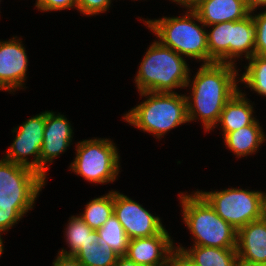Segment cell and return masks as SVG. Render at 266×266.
I'll use <instances>...</instances> for the list:
<instances>
[{
  "instance_id": "obj_3",
  "label": "cell",
  "mask_w": 266,
  "mask_h": 266,
  "mask_svg": "<svg viewBox=\"0 0 266 266\" xmlns=\"http://www.w3.org/2000/svg\"><path fill=\"white\" fill-rule=\"evenodd\" d=\"M146 99L124 114L129 125L152 133L158 139L171 129L189 123L187 100L177 92H141Z\"/></svg>"
},
{
  "instance_id": "obj_1",
  "label": "cell",
  "mask_w": 266,
  "mask_h": 266,
  "mask_svg": "<svg viewBox=\"0 0 266 266\" xmlns=\"http://www.w3.org/2000/svg\"><path fill=\"white\" fill-rule=\"evenodd\" d=\"M45 112L28 118L12 131L16 136L0 160V195H29L40 190V153ZM33 160L29 161V156Z\"/></svg>"
},
{
  "instance_id": "obj_22",
  "label": "cell",
  "mask_w": 266,
  "mask_h": 266,
  "mask_svg": "<svg viewBox=\"0 0 266 266\" xmlns=\"http://www.w3.org/2000/svg\"><path fill=\"white\" fill-rule=\"evenodd\" d=\"M114 213V191L90 200L84 213L79 214L83 221L93 230L102 227L105 221Z\"/></svg>"
},
{
  "instance_id": "obj_8",
  "label": "cell",
  "mask_w": 266,
  "mask_h": 266,
  "mask_svg": "<svg viewBox=\"0 0 266 266\" xmlns=\"http://www.w3.org/2000/svg\"><path fill=\"white\" fill-rule=\"evenodd\" d=\"M197 192L237 231L248 223L263 218L265 192L242 188Z\"/></svg>"
},
{
  "instance_id": "obj_26",
  "label": "cell",
  "mask_w": 266,
  "mask_h": 266,
  "mask_svg": "<svg viewBox=\"0 0 266 266\" xmlns=\"http://www.w3.org/2000/svg\"><path fill=\"white\" fill-rule=\"evenodd\" d=\"M252 16L255 25V55L266 56V9Z\"/></svg>"
},
{
  "instance_id": "obj_2",
  "label": "cell",
  "mask_w": 266,
  "mask_h": 266,
  "mask_svg": "<svg viewBox=\"0 0 266 266\" xmlns=\"http://www.w3.org/2000/svg\"><path fill=\"white\" fill-rule=\"evenodd\" d=\"M236 68L228 63H202L193 80L189 77L185 86L191 87V95H185L189 122L201 120L206 132L217 127L224 106L240 88Z\"/></svg>"
},
{
  "instance_id": "obj_21",
  "label": "cell",
  "mask_w": 266,
  "mask_h": 266,
  "mask_svg": "<svg viewBox=\"0 0 266 266\" xmlns=\"http://www.w3.org/2000/svg\"><path fill=\"white\" fill-rule=\"evenodd\" d=\"M207 30V45L209 64L214 62L230 64L231 21L209 25Z\"/></svg>"
},
{
  "instance_id": "obj_13",
  "label": "cell",
  "mask_w": 266,
  "mask_h": 266,
  "mask_svg": "<svg viewBox=\"0 0 266 266\" xmlns=\"http://www.w3.org/2000/svg\"><path fill=\"white\" fill-rule=\"evenodd\" d=\"M238 262L266 264V219L253 221L237 231Z\"/></svg>"
},
{
  "instance_id": "obj_18",
  "label": "cell",
  "mask_w": 266,
  "mask_h": 266,
  "mask_svg": "<svg viewBox=\"0 0 266 266\" xmlns=\"http://www.w3.org/2000/svg\"><path fill=\"white\" fill-rule=\"evenodd\" d=\"M175 247L199 266H236L238 263L237 249L206 246H192L186 249L182 245Z\"/></svg>"
},
{
  "instance_id": "obj_29",
  "label": "cell",
  "mask_w": 266,
  "mask_h": 266,
  "mask_svg": "<svg viewBox=\"0 0 266 266\" xmlns=\"http://www.w3.org/2000/svg\"><path fill=\"white\" fill-rule=\"evenodd\" d=\"M164 266H199L192 262L181 250L175 248Z\"/></svg>"
},
{
  "instance_id": "obj_6",
  "label": "cell",
  "mask_w": 266,
  "mask_h": 266,
  "mask_svg": "<svg viewBox=\"0 0 266 266\" xmlns=\"http://www.w3.org/2000/svg\"><path fill=\"white\" fill-rule=\"evenodd\" d=\"M142 21L162 45L181 56L209 64L207 29L194 10H187L182 17L165 16Z\"/></svg>"
},
{
  "instance_id": "obj_30",
  "label": "cell",
  "mask_w": 266,
  "mask_h": 266,
  "mask_svg": "<svg viewBox=\"0 0 266 266\" xmlns=\"http://www.w3.org/2000/svg\"><path fill=\"white\" fill-rule=\"evenodd\" d=\"M52 266H83L74 255H65L58 253Z\"/></svg>"
},
{
  "instance_id": "obj_9",
  "label": "cell",
  "mask_w": 266,
  "mask_h": 266,
  "mask_svg": "<svg viewBox=\"0 0 266 266\" xmlns=\"http://www.w3.org/2000/svg\"><path fill=\"white\" fill-rule=\"evenodd\" d=\"M73 128L71 123L62 114L52 111H45V129L43 133V142L40 153V190L34 191L28 195L31 202V209L37 200L40 191L45 186L47 170L49 165L63 152L71 146L73 138ZM50 163V164H48Z\"/></svg>"
},
{
  "instance_id": "obj_12",
  "label": "cell",
  "mask_w": 266,
  "mask_h": 266,
  "mask_svg": "<svg viewBox=\"0 0 266 266\" xmlns=\"http://www.w3.org/2000/svg\"><path fill=\"white\" fill-rule=\"evenodd\" d=\"M173 241L164 228L151 237L130 239L125 256L141 266H164L176 248Z\"/></svg>"
},
{
  "instance_id": "obj_35",
  "label": "cell",
  "mask_w": 266,
  "mask_h": 266,
  "mask_svg": "<svg viewBox=\"0 0 266 266\" xmlns=\"http://www.w3.org/2000/svg\"><path fill=\"white\" fill-rule=\"evenodd\" d=\"M263 217L266 219V193L264 196V211H263Z\"/></svg>"
},
{
  "instance_id": "obj_4",
  "label": "cell",
  "mask_w": 266,
  "mask_h": 266,
  "mask_svg": "<svg viewBox=\"0 0 266 266\" xmlns=\"http://www.w3.org/2000/svg\"><path fill=\"white\" fill-rule=\"evenodd\" d=\"M137 70L138 92H175L185 88L191 75L184 57L159 41L148 47Z\"/></svg>"
},
{
  "instance_id": "obj_28",
  "label": "cell",
  "mask_w": 266,
  "mask_h": 266,
  "mask_svg": "<svg viewBox=\"0 0 266 266\" xmlns=\"http://www.w3.org/2000/svg\"><path fill=\"white\" fill-rule=\"evenodd\" d=\"M35 7L40 11H62L77 8V0H36Z\"/></svg>"
},
{
  "instance_id": "obj_23",
  "label": "cell",
  "mask_w": 266,
  "mask_h": 266,
  "mask_svg": "<svg viewBox=\"0 0 266 266\" xmlns=\"http://www.w3.org/2000/svg\"><path fill=\"white\" fill-rule=\"evenodd\" d=\"M74 256L83 266H113L119 255L103 239H98L92 245L81 247Z\"/></svg>"
},
{
  "instance_id": "obj_27",
  "label": "cell",
  "mask_w": 266,
  "mask_h": 266,
  "mask_svg": "<svg viewBox=\"0 0 266 266\" xmlns=\"http://www.w3.org/2000/svg\"><path fill=\"white\" fill-rule=\"evenodd\" d=\"M112 0H77V10L83 15L93 16L106 12Z\"/></svg>"
},
{
  "instance_id": "obj_16",
  "label": "cell",
  "mask_w": 266,
  "mask_h": 266,
  "mask_svg": "<svg viewBox=\"0 0 266 266\" xmlns=\"http://www.w3.org/2000/svg\"><path fill=\"white\" fill-rule=\"evenodd\" d=\"M260 124L256 119L249 126L227 133L223 137L225 147L229 148L238 158L258 152L260 146L266 141V133L263 132Z\"/></svg>"
},
{
  "instance_id": "obj_17",
  "label": "cell",
  "mask_w": 266,
  "mask_h": 266,
  "mask_svg": "<svg viewBox=\"0 0 266 266\" xmlns=\"http://www.w3.org/2000/svg\"><path fill=\"white\" fill-rule=\"evenodd\" d=\"M251 13L238 21H231L230 35V64L236 65V60L242 58L250 59L255 55V25Z\"/></svg>"
},
{
  "instance_id": "obj_15",
  "label": "cell",
  "mask_w": 266,
  "mask_h": 266,
  "mask_svg": "<svg viewBox=\"0 0 266 266\" xmlns=\"http://www.w3.org/2000/svg\"><path fill=\"white\" fill-rule=\"evenodd\" d=\"M241 91L238 90L232 96L220 114L217 126L221 125L223 137L229 132L251 125L256 120L253 116V104L250 103L252 101L246 98V94Z\"/></svg>"
},
{
  "instance_id": "obj_24",
  "label": "cell",
  "mask_w": 266,
  "mask_h": 266,
  "mask_svg": "<svg viewBox=\"0 0 266 266\" xmlns=\"http://www.w3.org/2000/svg\"><path fill=\"white\" fill-rule=\"evenodd\" d=\"M248 61L239 82L258 95L266 97V56L254 55Z\"/></svg>"
},
{
  "instance_id": "obj_25",
  "label": "cell",
  "mask_w": 266,
  "mask_h": 266,
  "mask_svg": "<svg viewBox=\"0 0 266 266\" xmlns=\"http://www.w3.org/2000/svg\"><path fill=\"white\" fill-rule=\"evenodd\" d=\"M97 232L99 239H103L117 255H126L130 239L114 213Z\"/></svg>"
},
{
  "instance_id": "obj_14",
  "label": "cell",
  "mask_w": 266,
  "mask_h": 266,
  "mask_svg": "<svg viewBox=\"0 0 266 266\" xmlns=\"http://www.w3.org/2000/svg\"><path fill=\"white\" fill-rule=\"evenodd\" d=\"M194 11L205 26L238 21L251 13L244 0H205Z\"/></svg>"
},
{
  "instance_id": "obj_11",
  "label": "cell",
  "mask_w": 266,
  "mask_h": 266,
  "mask_svg": "<svg viewBox=\"0 0 266 266\" xmlns=\"http://www.w3.org/2000/svg\"><path fill=\"white\" fill-rule=\"evenodd\" d=\"M0 41V90L11 93L25 86L28 56L21 39Z\"/></svg>"
},
{
  "instance_id": "obj_31",
  "label": "cell",
  "mask_w": 266,
  "mask_h": 266,
  "mask_svg": "<svg viewBox=\"0 0 266 266\" xmlns=\"http://www.w3.org/2000/svg\"><path fill=\"white\" fill-rule=\"evenodd\" d=\"M171 1L175 2L176 4H179L180 6L182 5L183 8H186L187 10H194L205 0H171Z\"/></svg>"
},
{
  "instance_id": "obj_34",
  "label": "cell",
  "mask_w": 266,
  "mask_h": 266,
  "mask_svg": "<svg viewBox=\"0 0 266 266\" xmlns=\"http://www.w3.org/2000/svg\"><path fill=\"white\" fill-rule=\"evenodd\" d=\"M236 266H266V264H251L245 262H238Z\"/></svg>"
},
{
  "instance_id": "obj_32",
  "label": "cell",
  "mask_w": 266,
  "mask_h": 266,
  "mask_svg": "<svg viewBox=\"0 0 266 266\" xmlns=\"http://www.w3.org/2000/svg\"><path fill=\"white\" fill-rule=\"evenodd\" d=\"M113 266H141L129 259L127 256H118L116 263Z\"/></svg>"
},
{
  "instance_id": "obj_5",
  "label": "cell",
  "mask_w": 266,
  "mask_h": 266,
  "mask_svg": "<svg viewBox=\"0 0 266 266\" xmlns=\"http://www.w3.org/2000/svg\"><path fill=\"white\" fill-rule=\"evenodd\" d=\"M185 194V195H184ZM179 193L182 218L192 234V246L237 248V230L223 220L197 192Z\"/></svg>"
},
{
  "instance_id": "obj_7",
  "label": "cell",
  "mask_w": 266,
  "mask_h": 266,
  "mask_svg": "<svg viewBox=\"0 0 266 266\" xmlns=\"http://www.w3.org/2000/svg\"><path fill=\"white\" fill-rule=\"evenodd\" d=\"M118 148L111 139H85L76 144L70 169L89 183L114 182L120 172Z\"/></svg>"
},
{
  "instance_id": "obj_10",
  "label": "cell",
  "mask_w": 266,
  "mask_h": 266,
  "mask_svg": "<svg viewBox=\"0 0 266 266\" xmlns=\"http://www.w3.org/2000/svg\"><path fill=\"white\" fill-rule=\"evenodd\" d=\"M114 215L129 239L151 237L164 229L160 217L154 216L141 204L115 190Z\"/></svg>"
},
{
  "instance_id": "obj_33",
  "label": "cell",
  "mask_w": 266,
  "mask_h": 266,
  "mask_svg": "<svg viewBox=\"0 0 266 266\" xmlns=\"http://www.w3.org/2000/svg\"><path fill=\"white\" fill-rule=\"evenodd\" d=\"M244 2L251 11H255L258 7L266 8V0H244Z\"/></svg>"
},
{
  "instance_id": "obj_20",
  "label": "cell",
  "mask_w": 266,
  "mask_h": 266,
  "mask_svg": "<svg viewBox=\"0 0 266 266\" xmlns=\"http://www.w3.org/2000/svg\"><path fill=\"white\" fill-rule=\"evenodd\" d=\"M66 226L64 234L70 249L67 251L63 248L58 253L75 255L81 247L98 242L99 236L97 230L91 229L79 215L71 216Z\"/></svg>"
},
{
  "instance_id": "obj_19",
  "label": "cell",
  "mask_w": 266,
  "mask_h": 266,
  "mask_svg": "<svg viewBox=\"0 0 266 266\" xmlns=\"http://www.w3.org/2000/svg\"><path fill=\"white\" fill-rule=\"evenodd\" d=\"M30 210L28 195H0V256L4 251L2 232L9 231Z\"/></svg>"
}]
</instances>
